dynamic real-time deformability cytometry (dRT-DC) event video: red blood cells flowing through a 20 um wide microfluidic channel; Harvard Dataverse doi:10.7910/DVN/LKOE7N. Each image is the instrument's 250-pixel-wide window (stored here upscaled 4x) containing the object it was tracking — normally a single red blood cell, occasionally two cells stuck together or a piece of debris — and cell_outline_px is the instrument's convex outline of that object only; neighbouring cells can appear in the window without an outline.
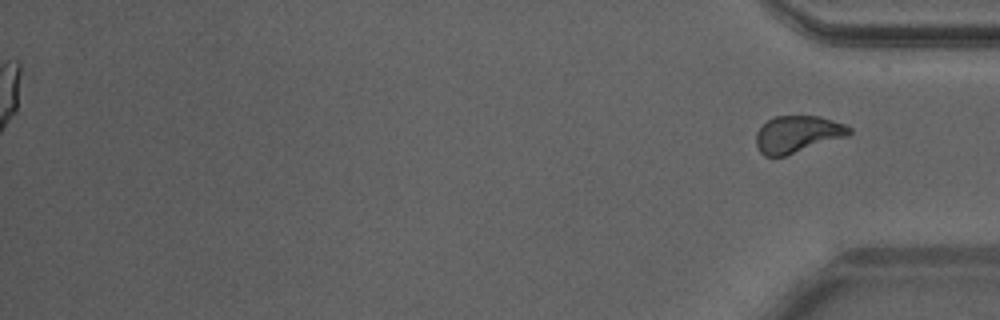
{"species": "Egyptian fruit bat (a non-hibernating species)", "species_latin": "Rousettus aegyptiacus", "temperature_condition": "warm", "stored_images_in_passage": 51, "segment_of_instrument_passage": [2, 2], "camera_frame_rate_fps": 3000, "um_per_image_px": 0.085, "animal": {"sex": "male"}, "frame": {"image": 1, "passage_image": 51, "time_ms": 16.667, "image_size_px": [1000, 320], "cell_outline_px": [[852, 132], [848, 136], [784, 156], [764, 156], [760, 152], [756, 144], [756, 132], [772, 116], [820, 116], [844, 124], [852, 128]], "centroid_in_image_um": [67.79, 11.4], "position_along_channel_um": 367.4, "area_um2": 20.0}}